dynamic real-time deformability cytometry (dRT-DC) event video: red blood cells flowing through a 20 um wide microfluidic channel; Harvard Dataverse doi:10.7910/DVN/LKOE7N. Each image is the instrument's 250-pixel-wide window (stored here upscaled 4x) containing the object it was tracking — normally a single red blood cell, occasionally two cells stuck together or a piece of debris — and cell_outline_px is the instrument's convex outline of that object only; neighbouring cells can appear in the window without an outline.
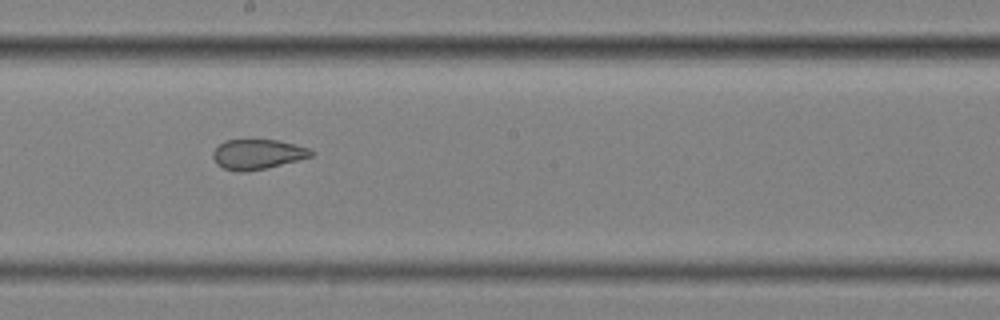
{"species": "common noctule bat (a hibernating species)", "species_latin": "Nyctalus noctula", "temperature_condition": "cold", "stored_images_in_passage": 15, "camera_frame_rate_fps": 3000, "um_per_image_px": 0.085, "animal": {"sex": "female", "body_mass_g": 25.1}, "frame": {"image": 1, "passage_image": 9, "time_ms": 2.667, "image_size_px": [1000, 320], "cell_outline_px": [[316, 152], [312, 156], [264, 168], [244, 172], [236, 172], [224, 168], [216, 164], [212, 156], [212, 152], [224, 140], [276, 140], [308, 148]], "centroid_in_image_um": [21.84, 13.11], "position_along_channel_um": 226.4, "area_um2": 16.88}}
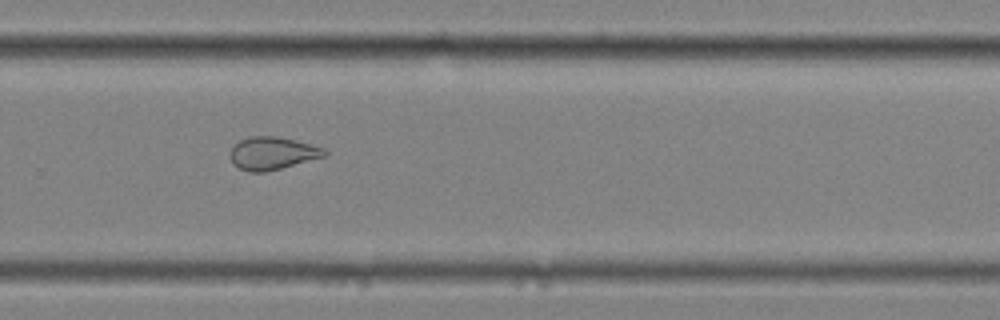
{"frame": {"image": 2, "passage_image": 11, "time_ms": 3.333, "image_size_px": [1000, 320], "cell_outline_px": [[328, 152], [324, 156], [280, 168], [264, 172], [248, 172], [232, 164], [232, 148], [240, 140], [248, 136], [276, 136], [324, 148]], "centroid_in_image_um": [23.13, 13.03], "position_along_channel_um": 306.7, "area_um2": 17.51}}